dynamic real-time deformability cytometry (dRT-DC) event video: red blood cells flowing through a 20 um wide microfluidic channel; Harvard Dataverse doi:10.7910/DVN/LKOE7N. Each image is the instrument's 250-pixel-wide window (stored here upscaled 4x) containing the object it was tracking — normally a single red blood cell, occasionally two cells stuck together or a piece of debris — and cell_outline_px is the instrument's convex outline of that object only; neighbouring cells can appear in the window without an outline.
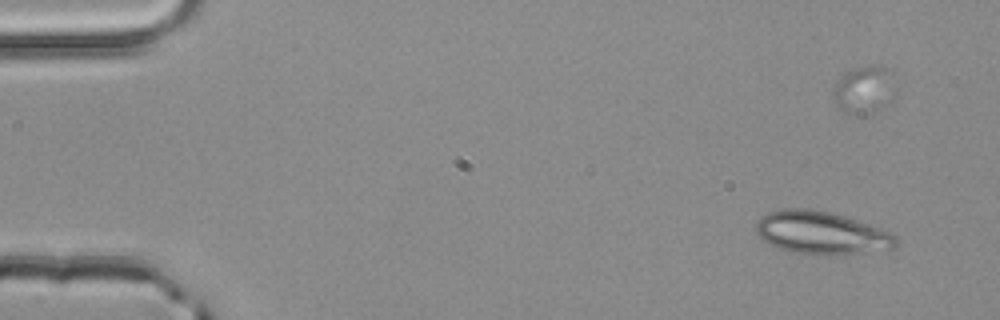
{"species": "common noctule bat (a hibernating species)", "species_latin": "Nyctalus noctula", "temperature_condition": "room temperature", "stored_images_in_passage": 44, "camera_frame_rate_fps": 3000, "um_per_image_px": 0.085, "animal": {"sex": "male", "body_mass_g": 20.4}, "frame": {"image": 1, "passage_image": 1, "time_ms": 0.0, "image_size_px": [1000, 320], "cell_outline_px": [[900, 240], [892, 248], [864, 252], [792, 252], [768, 244], [756, 232], [756, 224], [760, 216], [768, 212], [784, 208], [808, 208], [828, 212], [844, 216], [892, 232]], "centroid_in_image_um": [69.79, 19.74], "position_along_channel_um": 15.2, "area_um2": 33.93}}
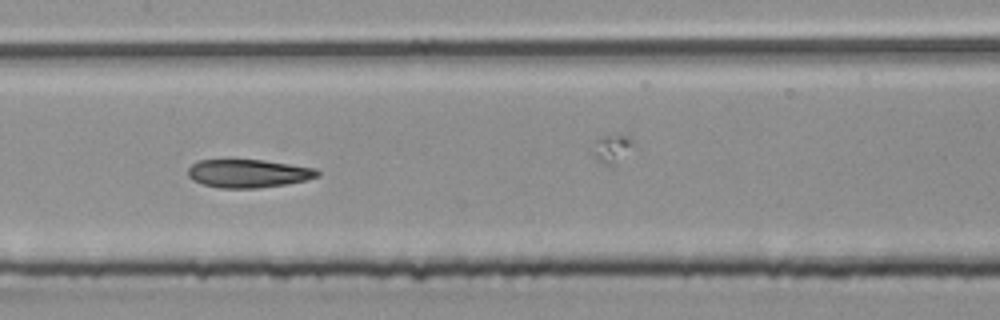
{"frame": {"image": 2, "passage_image": 23, "time_ms": 7.333, "image_size_px": [1000, 320], "cell_outline_px": [[320, 176], [288, 184], [256, 188], [220, 188], [204, 184], [192, 180], [188, 176], [188, 168], [196, 160], [228, 156], [264, 160], [316, 168], [320, 172]], "centroid_in_image_um": [21.04, 14.68], "position_along_channel_um": 186.4, "area_um2": 22.31}}
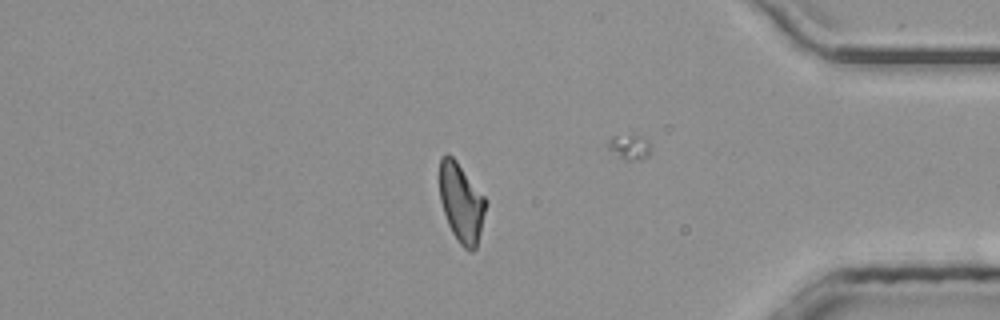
{"frame": {"image": 3, "passage_image": 41, "time_ms": 13.333, "image_size_px": [1000, 320], "cell_outline_px": [[484, 212], [480, 232], [476, 248], [472, 252], [468, 252], [460, 244], [452, 232], [448, 224], [440, 200], [440, 156], [448, 152], [456, 160], [484, 196]], "centroid_in_image_um": [39.18, 17.22], "position_along_channel_um": 396.0, "area_um2": 20.87}, "authors_computed_cell_mechanics": {"area_um2": 22.0796, "velocity_mm_per_s": 4.0342, "shape_relaxation_time_tau1_ms": null, "shape_relaxation_time_tau2_ms": 3.9372, "deformation_change_tau1": null, "deformation_change_tau2": 0.1181}}